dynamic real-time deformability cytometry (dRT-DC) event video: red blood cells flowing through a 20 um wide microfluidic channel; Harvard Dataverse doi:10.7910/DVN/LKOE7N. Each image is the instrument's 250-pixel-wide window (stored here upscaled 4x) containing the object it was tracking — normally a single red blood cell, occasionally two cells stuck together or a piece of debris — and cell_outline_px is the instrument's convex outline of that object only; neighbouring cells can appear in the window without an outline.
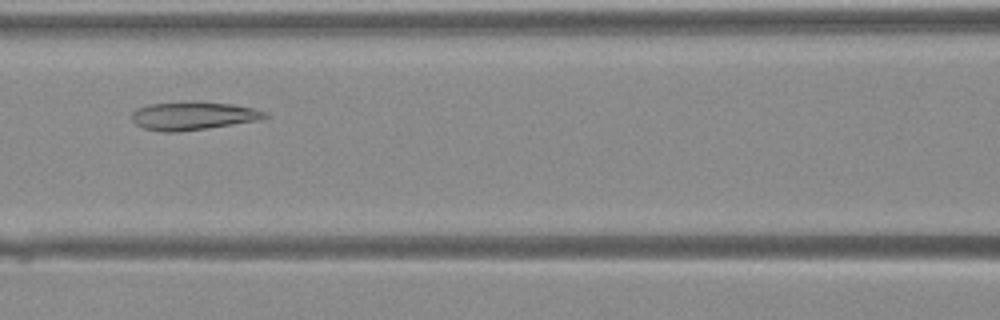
{"species": "Egyptian fruit bat (a non-hibernating species)", "species_latin": "Rousettus aegyptiacus", "temperature_condition": "warm", "stored_images_in_passage": 36, "camera_frame_rate_fps": 3000, "um_per_image_px": 0.085, "animal": {"sex": "female"}, "frame": {"image": 1, "passage_image": 13, "time_ms": 4.0, "image_size_px": [1000, 320], "cell_outline_px": [[268, 116], [260, 120], [176, 132], [160, 132], [144, 128], [136, 124], [132, 120], [132, 112], [136, 108], [148, 104], [192, 100], [196, 100], [232, 104], [252, 108], [264, 112]], "centroid_in_image_um": [16.35, 9.82], "position_along_channel_um": 150.3, "area_um2": 22.02}}
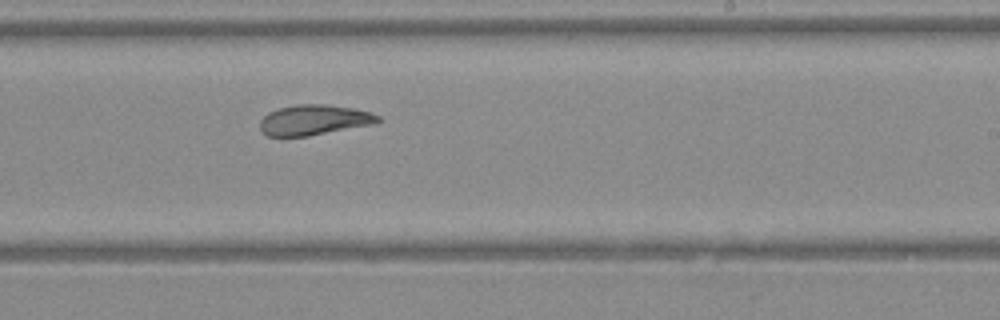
{"frame": {"image": 2, "passage_image": 20, "time_ms": 6.333, "image_size_px": [1000, 320], "cell_outline_px": [[384, 120], [376, 124], [308, 136], [268, 136], [260, 128], [260, 120], [268, 112], [280, 108], [296, 104], [328, 104], [352, 108], [372, 112], [380, 116]], "centroid_in_image_um": [26.76, 10.19], "position_along_channel_um": 262.2, "area_um2": 21.04}}
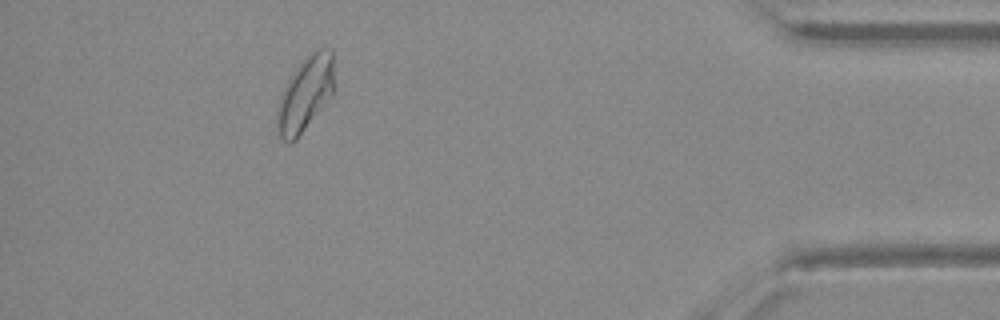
{"frame": {"image": 3, "passage_image": 32, "time_ms": 10.333, "image_size_px": [1000, 320], "cell_outline_px": [[336, 88], [332, 96], [296, 140], [288, 144], [280, 136], [276, 128], [276, 112], [280, 96], [288, 80], [300, 60], [316, 48], [332, 48]], "centroid_in_image_um": [25.98, 7.95], "position_along_channel_um": 409.2, "area_um2": 25.55}}